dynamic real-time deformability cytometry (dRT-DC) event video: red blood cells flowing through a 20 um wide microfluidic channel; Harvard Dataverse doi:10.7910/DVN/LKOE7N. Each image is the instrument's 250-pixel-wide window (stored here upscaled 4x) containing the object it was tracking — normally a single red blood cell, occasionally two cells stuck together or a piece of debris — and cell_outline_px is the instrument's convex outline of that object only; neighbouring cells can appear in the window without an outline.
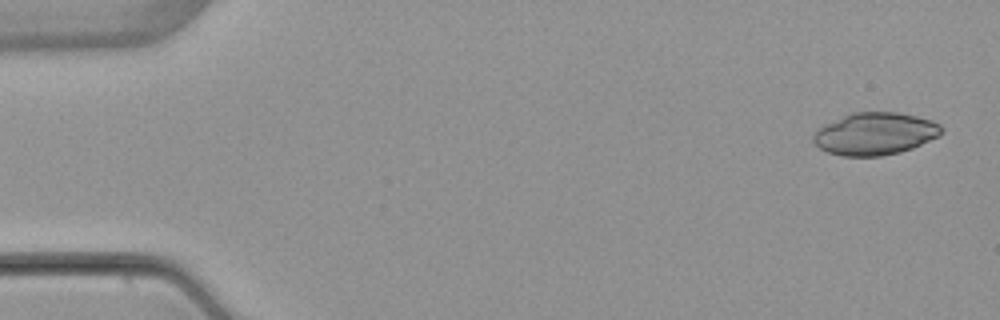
{"species": "common noctule bat (a hibernating species)", "species_latin": "Nyctalus noctula", "temperature_condition": "warm", "stored_images_in_passage": 5, "camera_frame_rate_fps": 3000, "um_per_image_px": 0.085, "animal": {"sex": "female", "body_mass_g": 22.7, "forearm_length_mm": 54.2}, "frame": {"image": 1, "passage_image": 1, "time_ms": 0.0, "image_size_px": [1000, 320], "cell_outline_px": [[940, 132], [936, 136], [912, 148], [900, 152], [880, 156], [844, 156], [828, 152], [820, 148], [812, 140], [812, 136], [824, 124], [852, 112], [900, 112], [932, 120], [940, 124]], "centroid_in_image_um": [74.34, 11.36], "position_along_channel_um": 10.7, "area_um2": 31.27}}
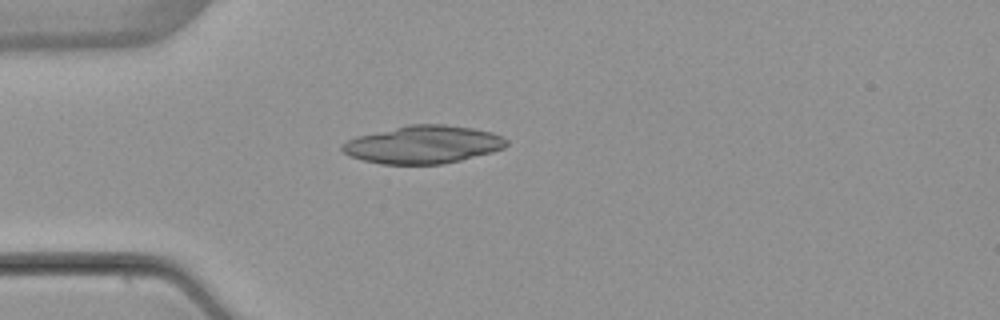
{"frame": {"image": 2, "passage_image": 4, "time_ms": 4.0, "image_size_px": [1000, 320], "cell_outline_px": [[508, 144], [504, 148], [492, 152], [444, 164], [380, 164], [364, 160], [352, 156], [344, 152], [340, 148], [340, 144], [356, 136], [408, 124], [444, 124], [472, 128], [492, 132], [508, 140]], "centroid_in_image_um": [35.96, 12.28], "position_along_channel_um": 49.0, "area_um2": 36.24}}